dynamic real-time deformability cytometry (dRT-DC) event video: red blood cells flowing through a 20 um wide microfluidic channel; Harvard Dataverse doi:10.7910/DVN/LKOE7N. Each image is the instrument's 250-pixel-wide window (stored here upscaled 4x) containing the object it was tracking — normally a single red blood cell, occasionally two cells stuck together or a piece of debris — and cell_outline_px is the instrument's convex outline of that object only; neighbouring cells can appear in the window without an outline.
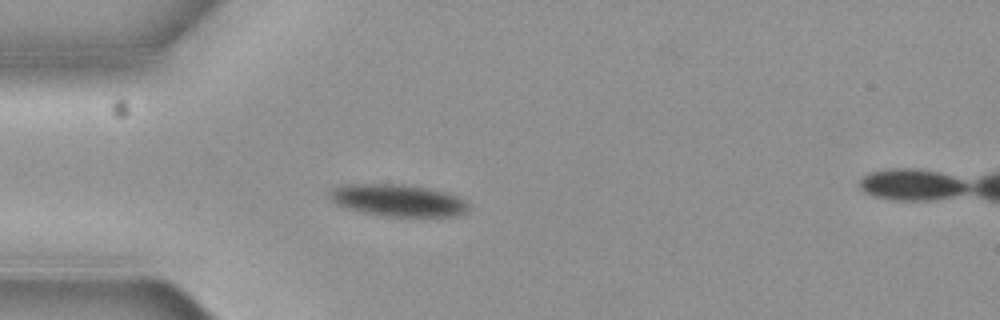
{"species": "common noctule bat (a hibernating species)", "species_latin": "Nyctalus noctula", "temperature_condition": "cold", "stored_images_in_passage": 5, "camera_frame_rate_fps": 3000, "um_per_image_px": 0.085, "animal": {"sex": "female", "body_mass_g": 19.3, "forearm_length_mm": 54.1}, "frame": {"image": 1, "passage_image": 4, "time_ms": 1.0, "image_size_px": [1000, 320], "cell_outline_px": [[468, 212], [456, 216], [384, 216], [360, 212], [344, 208], [336, 204], [328, 196], [328, 192], [332, 188], [344, 184], [404, 184], [428, 188], [444, 192], [456, 196], [464, 200], [468, 204]], "centroid_in_image_um": [33.78, 17.03], "position_along_channel_um": 51.2, "area_um2": 26.07}}